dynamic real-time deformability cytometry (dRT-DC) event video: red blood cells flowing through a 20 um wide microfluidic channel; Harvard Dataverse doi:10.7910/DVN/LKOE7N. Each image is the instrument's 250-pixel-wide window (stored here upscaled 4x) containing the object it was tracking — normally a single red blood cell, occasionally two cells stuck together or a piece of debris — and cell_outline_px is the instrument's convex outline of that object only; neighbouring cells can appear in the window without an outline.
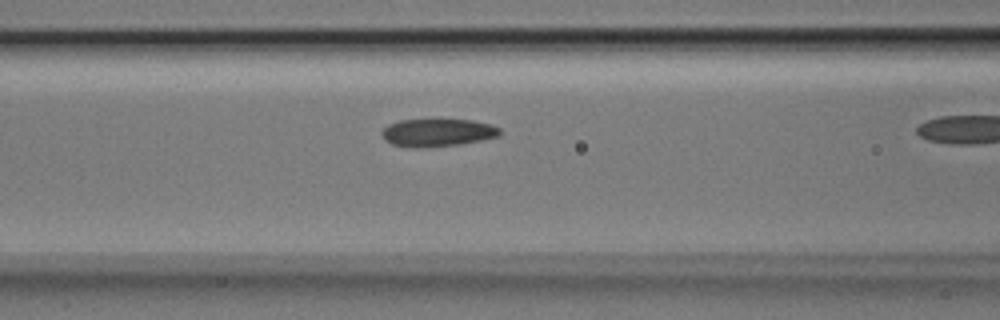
{"species": "Egyptian fruit bat (a non-hibernating species)", "species_latin": "Rousettus aegyptiacus", "temperature_condition": "room temperature", "stored_images_in_passage": 34, "camera_frame_rate_fps": 3000, "um_per_image_px": 0.085, "animal": {"sex": "male"}, "frame": {"image": 1, "passage_image": 14, "time_ms": 4.333, "image_size_px": [1000, 320], "cell_outline_px": [[500, 136], [460, 144], [424, 148], [412, 148], [392, 144], [384, 140], [380, 132], [388, 124], [400, 120], [472, 120], [492, 124], [500, 128]], "centroid_in_image_um": [37.17, 11.28], "position_along_channel_um": 129.4, "area_um2": 19.19}}
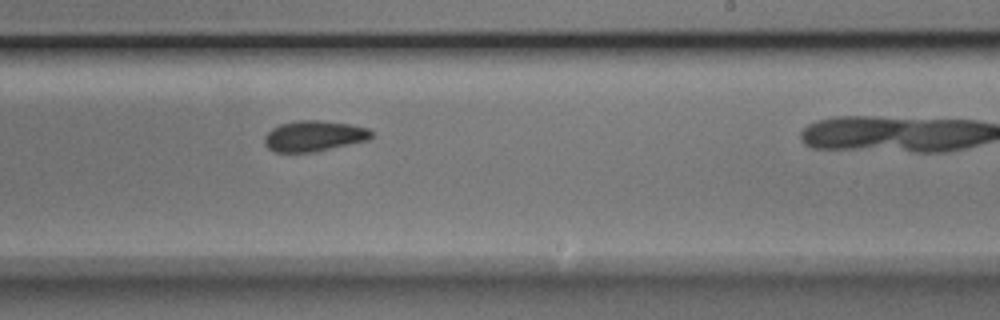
{"frame": {"image": 2, "passage_image": 24, "time_ms": 7.667, "image_size_px": [1000, 320], "cell_outline_px": [[372, 136], [368, 140], [312, 152], [276, 152], [268, 148], [264, 144], [264, 136], [272, 128], [280, 124], [300, 120], [320, 120], [352, 124], [368, 128], [372, 132]], "centroid_in_image_um": [26.68, 11.55], "position_along_channel_um": 262.3, "area_um2": 19.07}}
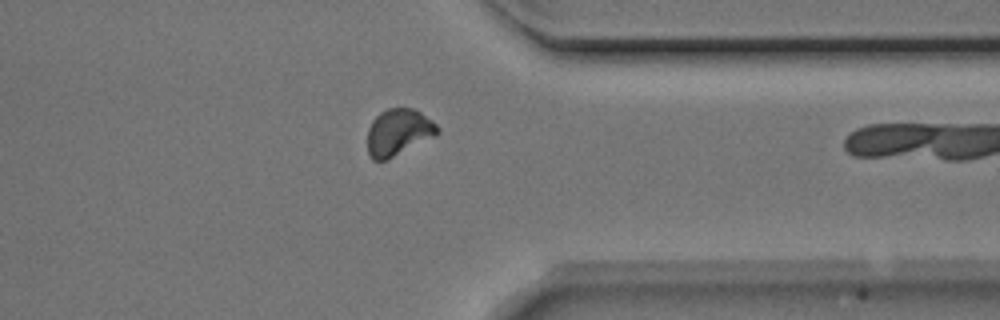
{"frame": {"image": 3, "passage_image": 33, "time_ms": 10.667, "image_size_px": [1000, 320], "cell_outline_px": [[440, 132], [436, 136], [388, 160], [372, 160], [368, 152], [368, 128], [372, 120], [380, 112], [388, 108], [412, 108], [420, 112], [432, 120], [440, 128]], "centroid_in_image_um": [33.88, 11.25], "position_along_channel_um": 377.5, "area_um2": 19.25}}